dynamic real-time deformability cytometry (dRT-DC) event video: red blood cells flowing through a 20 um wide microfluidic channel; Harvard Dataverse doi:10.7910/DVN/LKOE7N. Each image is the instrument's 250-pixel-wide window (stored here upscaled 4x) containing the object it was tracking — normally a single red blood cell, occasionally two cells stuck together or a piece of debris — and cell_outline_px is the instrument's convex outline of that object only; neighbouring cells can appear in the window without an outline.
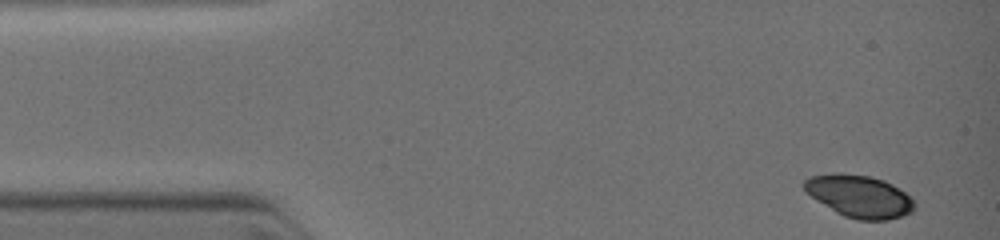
{"species": "common noctule bat (a hibernating species)", "species_latin": "Nyctalus noctula", "temperature_condition": "warm", "stored_images_in_passage": 6, "camera_frame_rate_fps": 3000, "um_per_image_px": 0.085, "animal": {"sex": "female", "body_mass_g": 19.0, "forearm_length_mm": 51.5}, "frame": {"image": 1, "passage_image": 1, "time_ms": 0.0, "image_size_px": [1000, 240], "cell_outline_px": [[916, 208], [912, 212], [904, 216], [888, 220], [856, 220], [844, 216], [836, 212], [816, 200], [804, 192], [800, 184], [804, 180], [812, 176], [868, 176], [884, 180], [892, 184], [904, 192], [916, 204]], "centroid_in_image_um": [73.07, 16.74], "position_along_channel_um": 11.9, "area_um2": 26.65}}
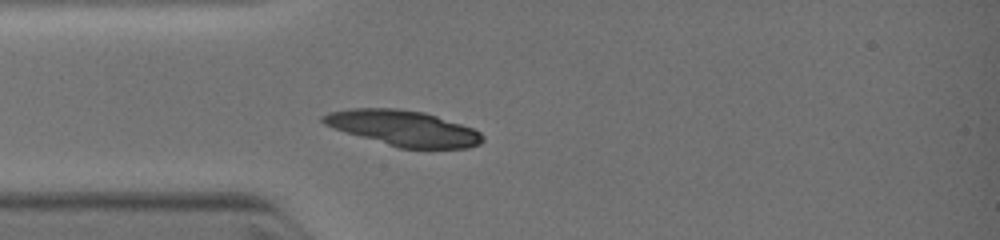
{"frame": {"image": 2, "passage_image": 6, "time_ms": 2.667, "image_size_px": [1000, 240], "cell_outline_px": [[484, 140], [480, 144], [468, 148], [400, 148], [360, 136], [324, 124], [320, 120], [320, 116], [328, 112], [352, 108], [396, 108], [424, 112], [472, 128], [480, 132], [484, 136]], "centroid_in_image_um": [34.3, 10.89], "position_along_channel_um": 50.7, "area_um2": 32.6}}